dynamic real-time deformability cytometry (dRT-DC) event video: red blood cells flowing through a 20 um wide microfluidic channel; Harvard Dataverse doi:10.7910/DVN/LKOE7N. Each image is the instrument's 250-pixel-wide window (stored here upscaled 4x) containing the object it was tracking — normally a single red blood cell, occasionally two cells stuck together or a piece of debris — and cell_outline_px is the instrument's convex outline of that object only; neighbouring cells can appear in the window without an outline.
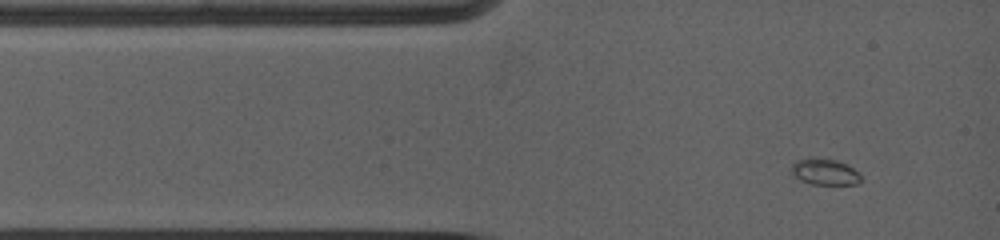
{"species": "common noctule bat (a hibernating species)", "species_latin": "Nyctalus noctula", "temperature_condition": "warm", "stored_images_in_passage": 29, "camera_frame_rate_fps": 5000, "um_per_image_px": 0.085, "animal": {"sex": "female", "body_mass_g": 19.0, "forearm_length_mm": 53.3}, "frame": {"image": 1, "passage_image": 1, "time_ms": 0.0, "image_size_px": [1000, 240], "cell_outline_px": [[860, 180], [856, 184], [812, 184], [800, 180], [792, 172], [792, 164], [796, 160], [808, 156], [836, 160], [860, 172]], "centroid_in_image_um": [70.08, 14.58], "position_along_channel_um": 14.9, "area_um2": 10.58}}
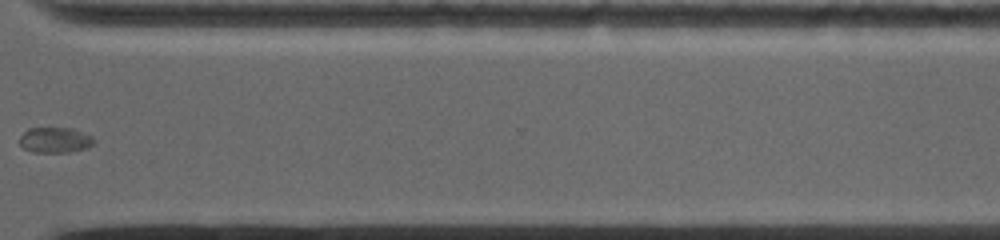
{"frame": {"image": 2, "passage_image": 21, "time_ms": 10.0, "image_size_px": [1000, 240], "cell_outline_px": [[96, 140], [92, 144], [84, 148], [68, 152], [32, 152], [24, 148], [20, 144], [20, 136], [28, 128], [72, 128], [84, 132], [92, 136]], "centroid_in_image_um": [4.68, 11.89], "position_along_channel_um": 365.9, "area_um2": 10.98}}
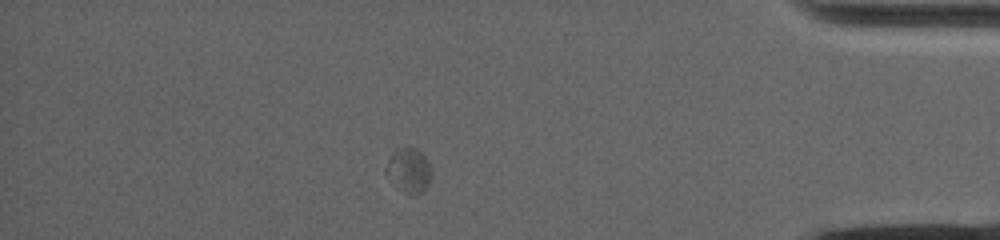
{"frame": {"image": 3, "passage_image": 25, "time_ms": 12.0, "image_size_px": [1000, 240], "cell_outline_px": [[428, 184], [416, 196], [408, 196], [388, 180], [384, 172], [384, 168], [392, 152], [396, 148], [416, 148], [424, 156], [428, 164]], "centroid_in_image_um": [34.65, 14.51], "position_along_channel_um": 400.6, "area_um2": 11.68}, "authors_computed_cell_mechanics": {"area_um2": 10.0572, "velocity_mm_per_s": 3.7998, "shape_relaxation_time_tau1_ms": 1.1176, "shape_relaxation_time_tau2_ms": null, "deformation_change_tau1": 0.0316, "deformation_change_tau2": null}}